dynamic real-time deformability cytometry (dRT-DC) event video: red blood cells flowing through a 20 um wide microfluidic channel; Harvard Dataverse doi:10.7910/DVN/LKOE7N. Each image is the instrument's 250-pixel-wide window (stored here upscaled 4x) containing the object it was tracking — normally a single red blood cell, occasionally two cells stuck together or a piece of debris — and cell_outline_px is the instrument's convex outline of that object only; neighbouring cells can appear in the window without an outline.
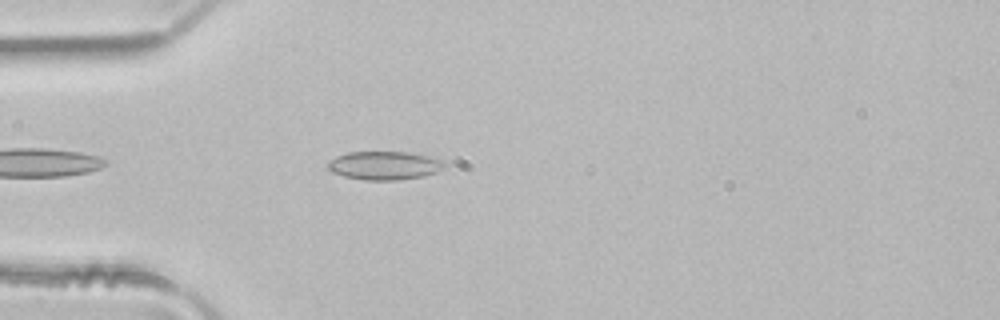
{"species": "common noctule bat (a hibernating species)", "species_latin": "Nyctalus noctula", "temperature_condition": "room temperature", "stored_images_in_passage": 4, "camera_frame_rate_fps": 3000, "um_per_image_px": 0.085, "animal": {"sex": "male", "body_mass_g": 21.5, "forearm_length_mm": 52.0}, "frame": {"image": 1, "passage_image": 4, "time_ms": 1.0, "image_size_px": [1000, 320], "cell_outline_px": [[448, 168], [424, 176], [400, 180], [364, 180], [344, 176], [332, 172], [328, 168], [328, 160], [336, 156], [348, 152], [408, 152], [428, 156], [444, 160], [448, 164]], "centroid_in_image_um": [32.73, 14.07], "position_along_channel_um": 52.3, "area_um2": 19.65}}